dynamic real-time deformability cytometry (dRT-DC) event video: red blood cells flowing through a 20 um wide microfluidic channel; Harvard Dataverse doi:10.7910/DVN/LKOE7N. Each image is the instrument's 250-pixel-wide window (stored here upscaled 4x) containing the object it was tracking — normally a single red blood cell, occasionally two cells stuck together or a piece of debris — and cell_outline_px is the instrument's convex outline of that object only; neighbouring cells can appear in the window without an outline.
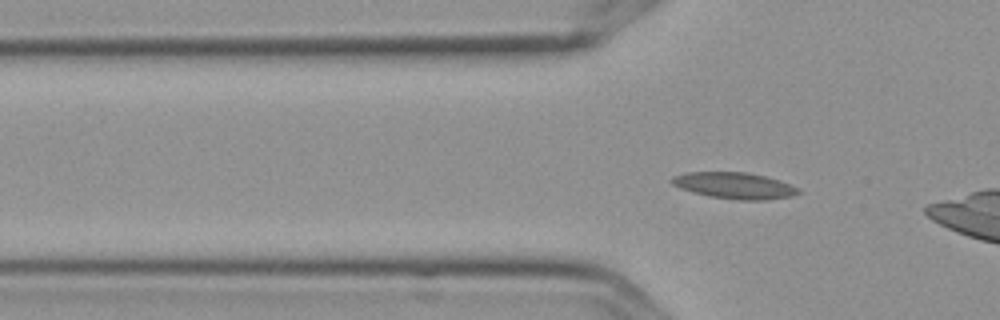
{"species": "Egyptian fruit bat (a non-hibernating species)", "species_latin": "Rousettus aegyptiacus", "temperature_condition": "cold", "stored_images_in_passage": 7, "segment_of_instrument_passage": [2, 2], "camera_frame_rate_fps": 3000, "um_per_image_px": 0.085, "frame": {"image": 1, "passage_image": 7, "time_ms": 2.0, "image_size_px": [1000, 320], "cell_outline_px": [[800, 192], [792, 196], [764, 200], [736, 200], [708, 196], [692, 192], [680, 188], [672, 184], [668, 180], [672, 176], [684, 172], [748, 172], [780, 180], [800, 188]], "centroid_in_image_um": [62.4, 15.77], "position_along_channel_um": 63.4, "area_um2": 19.65}}